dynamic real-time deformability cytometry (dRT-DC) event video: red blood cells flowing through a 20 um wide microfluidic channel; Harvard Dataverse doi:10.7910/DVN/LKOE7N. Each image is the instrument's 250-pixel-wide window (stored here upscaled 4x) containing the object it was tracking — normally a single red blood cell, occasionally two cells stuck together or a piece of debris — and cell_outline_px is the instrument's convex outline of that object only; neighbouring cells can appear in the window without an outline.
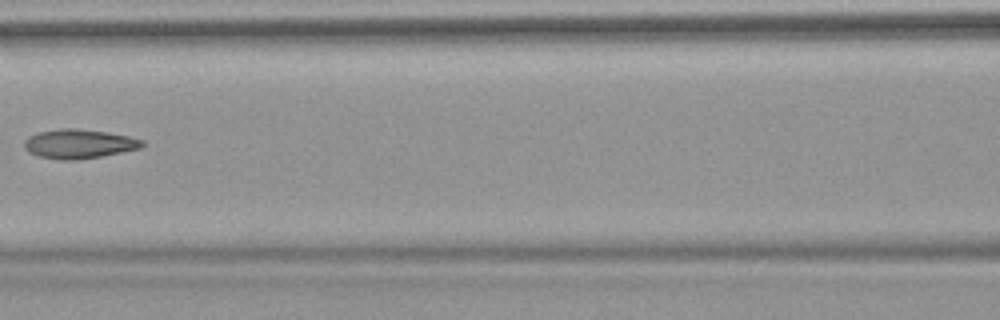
{"species": "common noctule bat (a hibernating species)", "species_latin": "Nyctalus noctula", "temperature_condition": "warm", "stored_images_in_passage": 8, "camera_frame_rate_fps": 3000, "um_per_image_px": 0.085, "animal": {"sex": "female", "body_mass_g": 18.4}, "frame": {"image": 1, "passage_image": 7, "time_ms": 8.0, "image_size_px": [1000, 320], "cell_outline_px": [[144, 144], [140, 148], [100, 156], [76, 160], [60, 160], [40, 156], [28, 152], [24, 148], [24, 140], [28, 136], [36, 132], [60, 128], [76, 128], [108, 132], [128, 136], [144, 140]], "centroid_in_image_um": [6.67, 12.21], "position_along_channel_um": 159.9, "area_um2": 20.11}}